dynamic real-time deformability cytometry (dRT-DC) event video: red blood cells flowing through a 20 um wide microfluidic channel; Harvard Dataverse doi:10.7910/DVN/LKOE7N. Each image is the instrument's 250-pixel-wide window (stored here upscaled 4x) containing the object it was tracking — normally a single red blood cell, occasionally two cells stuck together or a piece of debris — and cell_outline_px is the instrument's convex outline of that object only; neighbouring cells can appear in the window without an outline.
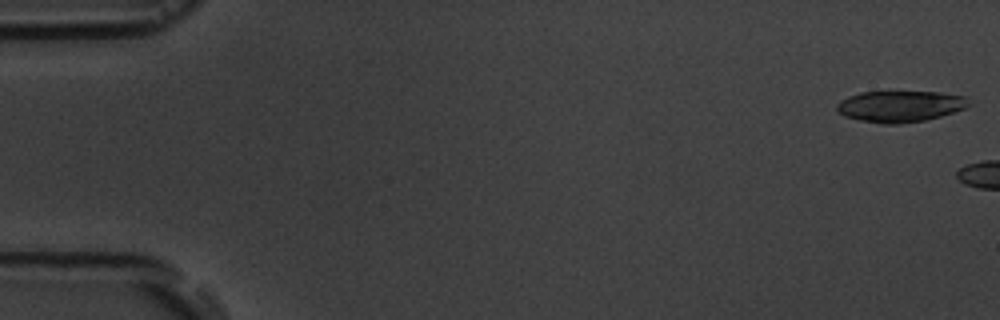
{"species": "common noctule bat (a hibernating species)", "species_latin": "Nyctalus noctula", "temperature_condition": "room temperature", "stored_images_in_passage": 2, "camera_frame_rate_fps": 3000, "um_per_image_px": 0.085, "animal": {"sex": "male", "body_mass_g": 19.5, "forearm_length_mm": 54.6}, "frame": {"image": 1, "passage_image": 1, "time_ms": 0.0, "image_size_px": [1000, 320], "cell_outline_px": [[972, 104], [964, 108], [940, 116], [924, 120], [900, 124], [884, 124], [860, 120], [844, 116], [836, 108], [836, 104], [840, 100], [848, 96], [860, 92], [940, 92], [964, 96]], "centroid_in_image_um": [76.49, 9.03], "position_along_channel_um": 8.5, "area_um2": 23.93}}